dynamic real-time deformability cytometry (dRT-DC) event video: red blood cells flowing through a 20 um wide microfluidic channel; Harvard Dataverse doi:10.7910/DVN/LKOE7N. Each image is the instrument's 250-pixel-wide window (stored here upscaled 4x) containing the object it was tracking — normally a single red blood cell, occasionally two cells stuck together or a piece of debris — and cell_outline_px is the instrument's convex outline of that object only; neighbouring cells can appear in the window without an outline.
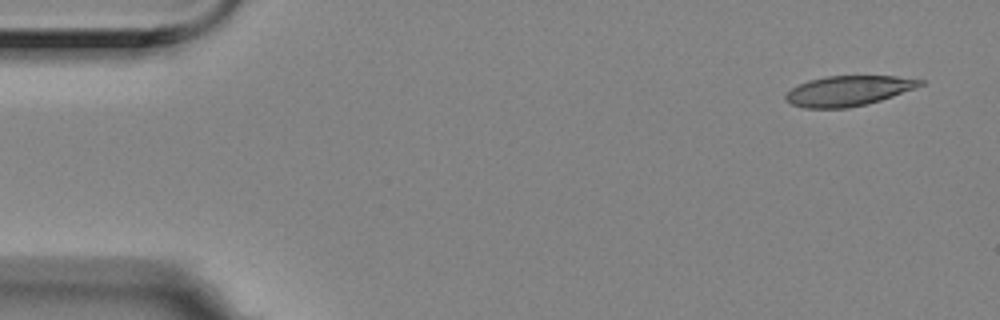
{"species": "Egyptian fruit bat (a non-hibernating species)", "species_latin": "Rousettus aegyptiacus", "temperature_condition": "room temperature", "stored_images_in_passage": 4, "camera_frame_rate_fps": 3000, "um_per_image_px": 0.085, "animal": {"sex": "female"}, "frame": {"image": 1, "passage_image": 1, "time_ms": 0.0, "image_size_px": [1000, 320], "cell_outline_px": [[924, 84], [916, 88], [880, 100], [848, 108], [804, 108], [792, 104], [784, 100], [784, 96], [792, 88], [808, 80], [824, 76], [896, 76], [924, 80]], "centroid_in_image_um": [72.09, 7.71], "position_along_channel_um": 12.9, "area_um2": 23.52}}
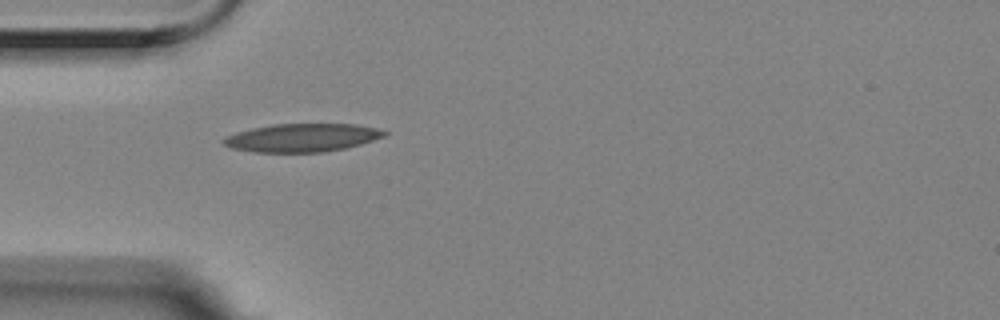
{"frame": {"image": 2, "passage_image": 4, "time_ms": 1.0, "image_size_px": [1000, 320], "cell_outline_px": [[388, 132], [384, 136], [360, 144], [344, 148], [324, 152], [252, 152], [232, 148], [224, 144], [220, 140], [224, 136], [236, 132], [252, 128], [272, 124], [356, 124], [376, 128]], "centroid_in_image_um": [25.62, 11.7], "position_along_channel_um": 59.4, "area_um2": 26.41}}